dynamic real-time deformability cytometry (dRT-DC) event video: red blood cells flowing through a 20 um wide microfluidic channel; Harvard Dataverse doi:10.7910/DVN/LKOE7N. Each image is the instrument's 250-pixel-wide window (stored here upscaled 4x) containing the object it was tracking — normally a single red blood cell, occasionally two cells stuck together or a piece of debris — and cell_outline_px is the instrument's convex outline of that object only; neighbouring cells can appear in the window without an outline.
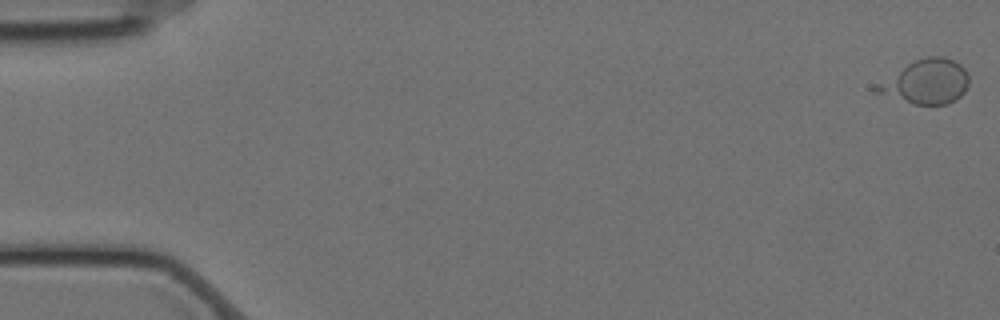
{"species": "Egyptian fruit bat (a non-hibernating species)", "species_latin": "Rousettus aegyptiacus", "temperature_condition": "cold", "stored_images_in_passage": 15, "camera_frame_rate_fps": 3000, "um_per_image_px": 0.085, "animal": {"sex": "female"}, "frame": {"image": 1, "passage_image": 1, "time_ms": 0.0, "image_size_px": [1000, 320], "cell_outline_px": [[968, 84], [964, 92], [956, 100], [948, 104], [912, 104], [872, 92], [868, 88], [908, 64], [916, 60], [928, 56], [944, 56], [960, 64], [964, 68], [968, 76]], "centroid_in_image_um": [78.66, 6.97], "position_along_channel_um": 6.3, "area_um2": 23.99}}
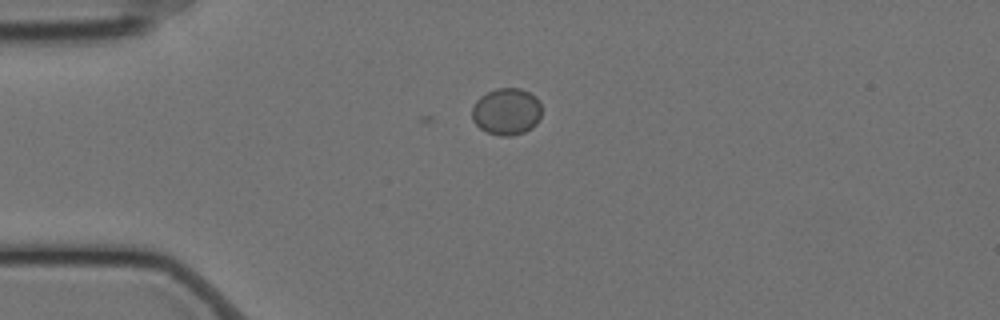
{"frame": {"image": 2, "passage_image": 15, "time_ms": 4.667, "image_size_px": [1000, 320], "cell_outline_px": [[540, 120], [532, 128], [524, 132], [512, 136], [500, 136], [488, 132], [480, 128], [472, 120], [472, 108], [476, 100], [480, 96], [496, 88], [520, 88], [536, 96], [540, 100]], "centroid_in_image_um": [43.06, 9.48], "position_along_channel_um": 41.9, "area_um2": 19.19}}